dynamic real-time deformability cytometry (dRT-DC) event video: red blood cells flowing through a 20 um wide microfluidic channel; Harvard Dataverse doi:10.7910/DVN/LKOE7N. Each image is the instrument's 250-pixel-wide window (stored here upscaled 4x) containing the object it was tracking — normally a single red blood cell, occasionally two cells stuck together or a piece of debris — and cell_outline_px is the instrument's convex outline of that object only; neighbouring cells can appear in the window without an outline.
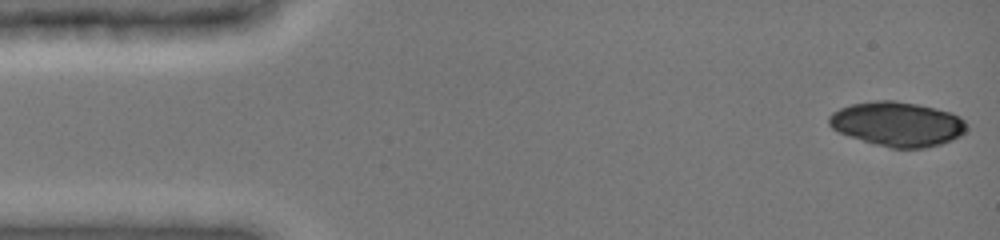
{"species": "common noctule bat (a hibernating species)", "species_latin": "Nyctalus noctula", "temperature_condition": "cold", "stored_images_in_passage": 11, "camera_frame_rate_fps": 3000, "um_per_image_px": 0.085, "animal": {"sex": "female", "body_mass_g": 19.0, "forearm_length_mm": 51.5}, "frame": {"image": 1, "passage_image": 1, "time_ms": 0.0, "image_size_px": [1000, 240], "cell_outline_px": [[968, 128], [960, 136], [952, 140], [940, 144], [924, 148], [888, 148], [848, 136], [832, 128], [828, 124], [828, 116], [832, 112], [840, 108], [852, 104], [876, 100], [892, 100], [916, 104], [936, 108], [952, 112], [960, 116], [968, 124]], "centroid_in_image_um": [76.29, 10.54], "position_along_channel_um": 8.7, "area_um2": 35.89}}